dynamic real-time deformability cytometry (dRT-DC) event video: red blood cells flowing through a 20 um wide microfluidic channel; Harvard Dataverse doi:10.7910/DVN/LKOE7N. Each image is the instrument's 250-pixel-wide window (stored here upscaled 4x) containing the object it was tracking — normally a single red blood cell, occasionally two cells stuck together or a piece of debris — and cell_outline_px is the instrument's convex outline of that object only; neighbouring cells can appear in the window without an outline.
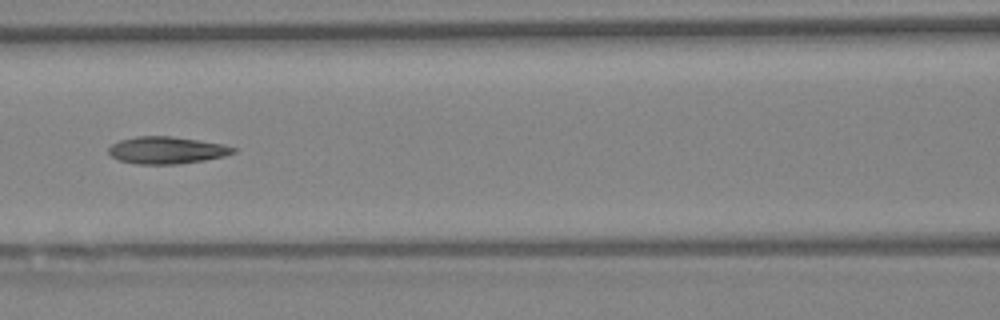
{"species": "Egyptian fruit bat (a non-hibernating species)", "species_latin": "Rousettus aegyptiacus", "temperature_condition": "warm", "stored_images_in_passage": 9, "camera_frame_rate_fps": 3000, "um_per_image_px": 0.085, "animal": {"sex": "female"}, "frame": {"image": 1, "passage_image": 6, "time_ms": 1.667, "image_size_px": [1000, 320], "cell_outline_px": [[236, 152], [224, 156], [204, 160], [180, 164], [136, 164], [120, 160], [112, 156], [108, 152], [108, 148], [112, 144], [120, 140], [136, 136], [168, 136], [196, 140], [220, 144], [236, 148]], "centroid_in_image_um": [14.14, 12.77], "position_along_channel_um": 152.5, "area_um2": 19.48}}
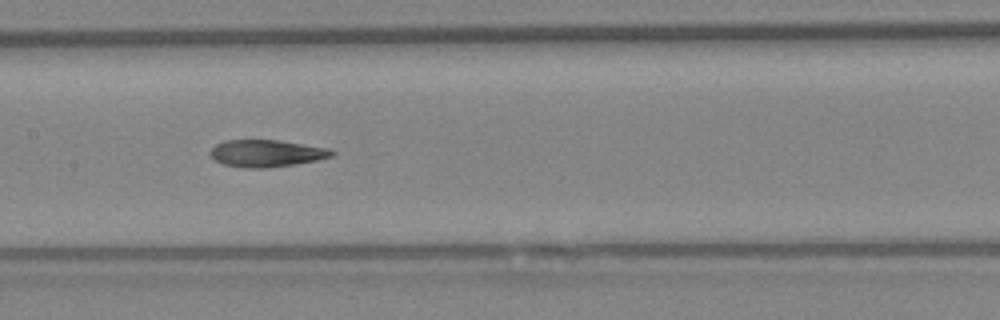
{"frame": {"image": 2, "passage_image": 7, "time_ms": 2.0, "image_size_px": [1000, 320], "cell_outline_px": [[336, 152], [332, 156], [316, 160], [296, 164], [268, 168], [244, 168], [224, 164], [216, 160], [208, 152], [216, 144], [224, 140], [280, 140], [328, 148]], "centroid_in_image_um": [22.65, 13.03], "position_along_channel_um": 184.8, "area_um2": 19.19}}